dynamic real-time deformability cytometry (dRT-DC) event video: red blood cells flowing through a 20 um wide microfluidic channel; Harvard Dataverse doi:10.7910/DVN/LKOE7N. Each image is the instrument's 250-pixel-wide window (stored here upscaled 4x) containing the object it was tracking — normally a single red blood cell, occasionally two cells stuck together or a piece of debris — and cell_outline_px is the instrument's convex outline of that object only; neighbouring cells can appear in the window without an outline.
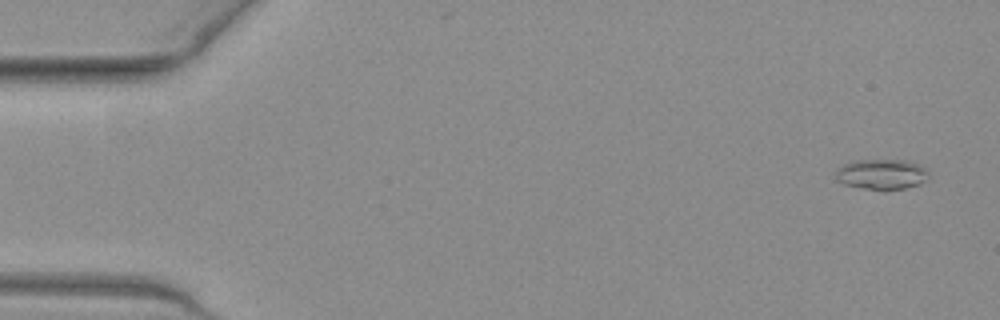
{"species": "common noctule bat (a hibernating species)", "species_latin": "Nyctalus noctula", "temperature_condition": "warm", "stored_images_in_passage": 13, "camera_frame_rate_fps": 3000, "um_per_image_px": 0.085, "animal": {"sex": "female", "body_mass_g": 19.3, "forearm_length_mm": 54.1}, "frame": {"image": 1, "passage_image": 3, "time_ms": 0.667, "image_size_px": [1000, 320], "cell_outline_px": [[928, 180], [920, 184], [904, 188], [884, 192], [860, 188], [844, 184], [836, 180], [836, 168], [840, 164], [852, 160], [904, 160], [920, 164], [928, 172]], "centroid_in_image_um": [74.91, 14.83], "position_along_channel_um": 10.1, "area_um2": 17.05}}